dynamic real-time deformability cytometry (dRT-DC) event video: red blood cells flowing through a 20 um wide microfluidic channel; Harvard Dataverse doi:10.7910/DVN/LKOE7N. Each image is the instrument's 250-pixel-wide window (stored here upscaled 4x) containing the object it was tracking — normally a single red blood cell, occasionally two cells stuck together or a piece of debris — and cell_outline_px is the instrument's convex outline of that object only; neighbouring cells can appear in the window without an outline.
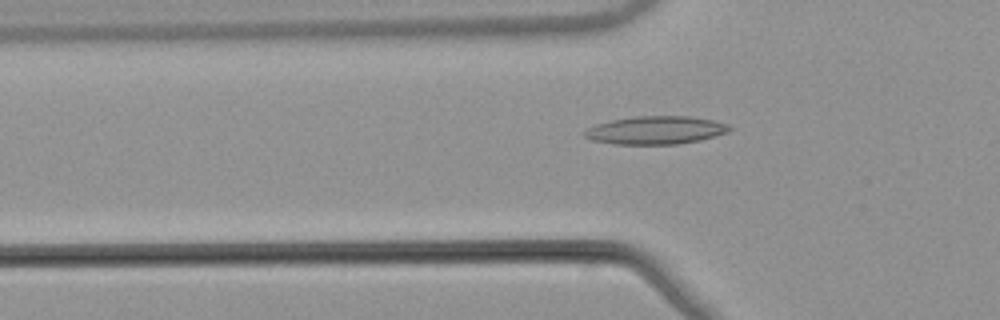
{"species": "common noctule bat (a hibernating species)", "species_latin": "Nyctalus noctula", "temperature_condition": "warm", "stored_images_in_passage": 42, "camera_frame_rate_fps": 3000, "um_per_image_px": 0.085, "animal": {"sex": "male", "body_mass_g": 21.5, "forearm_length_mm": 52.0}, "frame": {"image": 1, "passage_image": 7, "time_ms": 2.0, "image_size_px": [1000, 320], "cell_outline_px": [[732, 128], [728, 132], [700, 140], [676, 144], [616, 144], [592, 140], [584, 136], [584, 132], [588, 128], [596, 124], [612, 120], [636, 116], [688, 116], [712, 120], [728, 124]], "centroid_in_image_um": [55.74, 11.06], "position_along_channel_um": 70.1, "area_um2": 23.52}}
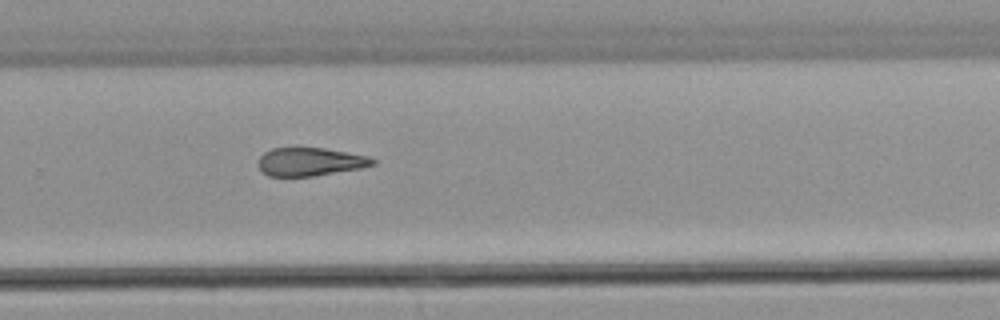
{"frame": {"image": 2, "passage_image": 25, "time_ms": 8.0, "image_size_px": [1000, 320], "cell_outline_px": [[376, 164], [360, 168], [312, 176], [268, 176], [256, 164], [260, 156], [264, 152], [272, 148], [296, 144], [324, 148], [348, 152], [368, 156], [376, 160]], "centroid_in_image_um": [26.31, 13.69], "position_along_channel_um": 303.5, "area_um2": 19.54}}
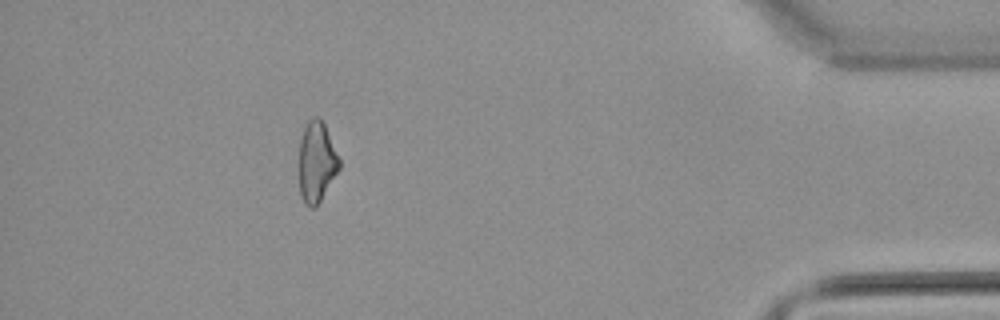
{"frame": {"image": 3, "passage_image": 37, "time_ms": 12.0, "image_size_px": [1000, 320], "cell_outline_px": [[340, 168], [316, 208], [308, 208], [304, 204], [300, 196], [300, 136], [308, 120], [312, 116], [320, 116], [324, 124], [340, 160]], "centroid_in_image_um": [26.9, 13.78], "position_along_channel_um": 408.3, "area_um2": 18.96}, "authors_computed_cell_mechanics": {"area_um2": 20.1433, "velocity_mm_per_s": 3.8973, "shape_relaxation_time_tau1_ms": null, "shape_relaxation_time_tau2_ms": 8.1218, "deformation_change_tau1": null, "deformation_change_tau2": 0.2216}}